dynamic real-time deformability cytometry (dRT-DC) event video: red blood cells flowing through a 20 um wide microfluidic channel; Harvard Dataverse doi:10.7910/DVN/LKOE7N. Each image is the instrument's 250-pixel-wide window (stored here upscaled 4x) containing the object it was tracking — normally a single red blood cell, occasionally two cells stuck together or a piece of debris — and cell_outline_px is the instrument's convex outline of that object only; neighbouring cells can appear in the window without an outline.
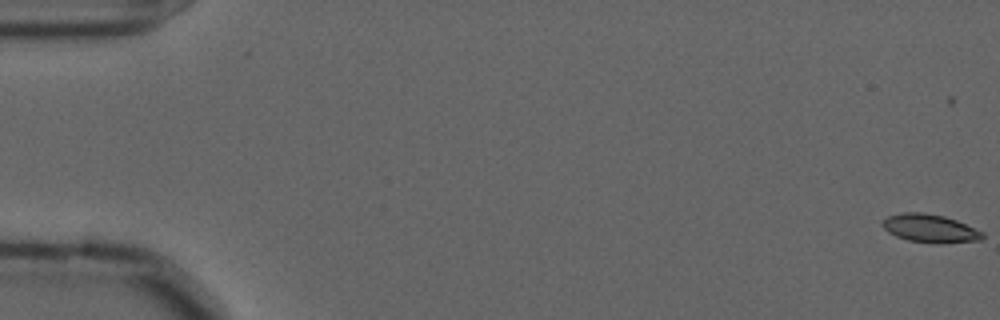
{"species": "common noctule bat (a hibernating species)", "species_latin": "Nyctalus noctula", "temperature_condition": "cold", "stored_images_in_passage": 59, "camera_frame_rate_fps": 3000, "um_per_image_px": 0.085, "animal": {"sex": "male", "forearm_length_mm": 52.5}, "frame": {"image": 1, "passage_image": 1, "time_ms": 0.0, "image_size_px": [1000, 320], "cell_outline_px": [[984, 236], [980, 240], [940, 244], [936, 244], [908, 240], [896, 236], [888, 232], [880, 224], [880, 220], [888, 216], [904, 212], [924, 212], [944, 216], [956, 220], [984, 232]], "centroid_in_image_um": [79.03, 19.41], "position_along_channel_um": 6.0, "area_um2": 16.65}}
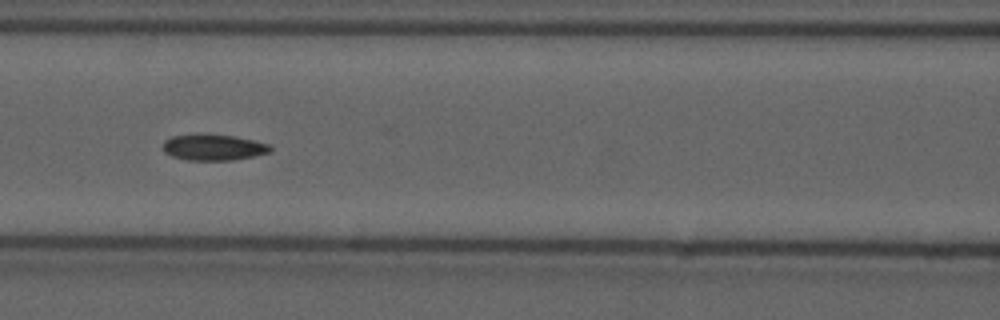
{"frame": {"image": 2, "passage_image": 26, "time_ms": 8.333, "image_size_px": [1000, 320], "cell_outline_px": [[272, 152], [232, 160], [188, 160], [172, 156], [164, 152], [164, 140], [172, 136], [196, 132], [236, 136], [272, 144]], "centroid_in_image_um": [18.16, 12.49], "position_along_channel_um": 148.4, "area_um2": 16.76}}
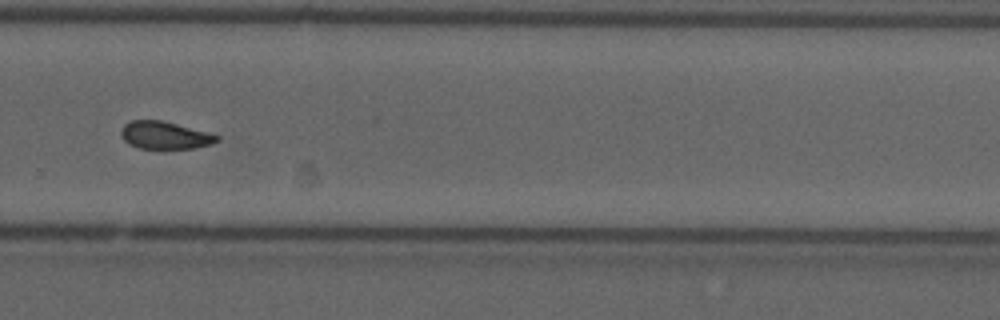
{"frame": {"image": 3, "passage_image": 40, "time_ms": 13.0, "image_size_px": [1000, 320], "cell_outline_px": [[220, 140], [212, 144], [196, 148], [140, 148], [128, 144], [120, 136], [120, 132], [124, 124], [132, 120], [160, 120], [208, 132], [220, 136]], "centroid_in_image_um": [14.01, 11.5], "position_along_channel_um": 315.8, "area_um2": 15.37}, "authors_computed_cell_mechanics": {"area_um2": 16.184, "velocity_mm_per_s": 3.6025, "shape_relaxation_time_tau1_ms": 7.0059, "shape_relaxation_time_tau2_ms": 4.534, "deformation_change_tau1": 0.1395, "deformation_change_tau2": 0.0736}}